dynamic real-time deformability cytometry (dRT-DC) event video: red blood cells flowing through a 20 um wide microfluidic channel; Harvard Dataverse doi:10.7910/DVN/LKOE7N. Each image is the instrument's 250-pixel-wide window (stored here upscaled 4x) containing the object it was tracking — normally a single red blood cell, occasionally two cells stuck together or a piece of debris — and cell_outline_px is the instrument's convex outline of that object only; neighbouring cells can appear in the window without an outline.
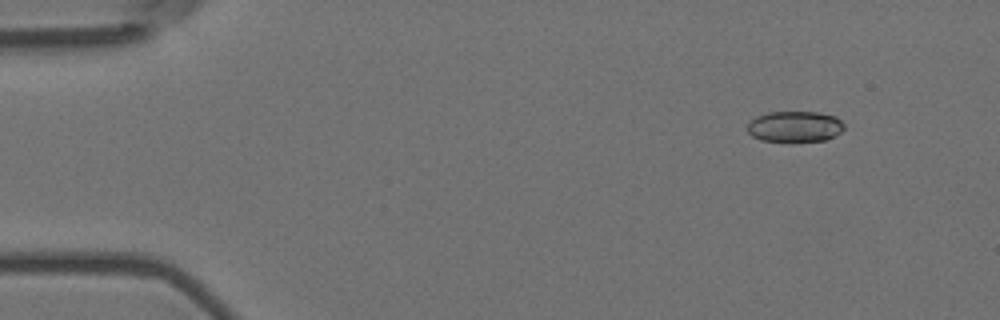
{"species": "Egyptian fruit bat (a non-hibernating species)", "species_latin": "Rousettus aegyptiacus", "temperature_condition": "room temperature", "stored_images_in_passage": 4, "camera_frame_rate_fps": 3000, "um_per_image_px": 0.085, "animal": {"sex": "female"}, "frame": {"image": 1, "passage_image": 2, "time_ms": 0.333, "image_size_px": [1000, 320], "cell_outline_px": [[844, 128], [836, 136], [824, 140], [760, 140], [752, 136], [748, 132], [748, 124], [756, 116], [768, 112], [816, 112], [836, 116], [844, 124]], "centroid_in_image_um": [67.57, 10.73], "position_along_channel_um": 17.4, "area_um2": 17.11}}